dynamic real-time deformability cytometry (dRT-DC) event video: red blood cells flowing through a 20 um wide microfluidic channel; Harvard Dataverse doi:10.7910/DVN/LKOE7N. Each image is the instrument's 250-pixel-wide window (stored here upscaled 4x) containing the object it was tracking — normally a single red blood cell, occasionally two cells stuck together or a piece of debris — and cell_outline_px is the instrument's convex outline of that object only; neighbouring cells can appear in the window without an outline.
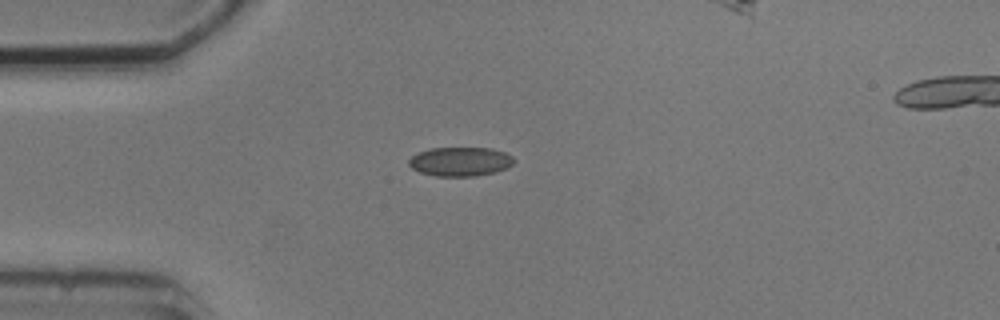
{"species": "common noctule bat (a hibernating species)", "species_latin": "Nyctalus noctula", "temperature_condition": "cold", "stored_images_in_passage": 4, "camera_frame_rate_fps": 3000, "um_per_image_px": 0.085, "animal": {"sex": "male", "body_mass_g": 20.5, "forearm_length_mm": 52.5}, "frame": {"image": 1, "passage_image": 1, "time_ms": 0.0, "image_size_px": [1000, 320], "cell_outline_px": [[516, 160], [508, 168], [496, 172], [476, 176], [436, 176], [420, 172], [412, 168], [408, 164], [408, 160], [412, 156], [420, 152], [432, 148], [492, 148], [504, 152], [512, 156]], "centroid_in_image_um": [39.15, 13.74], "position_along_channel_um": 45.8, "area_um2": 17.86}}
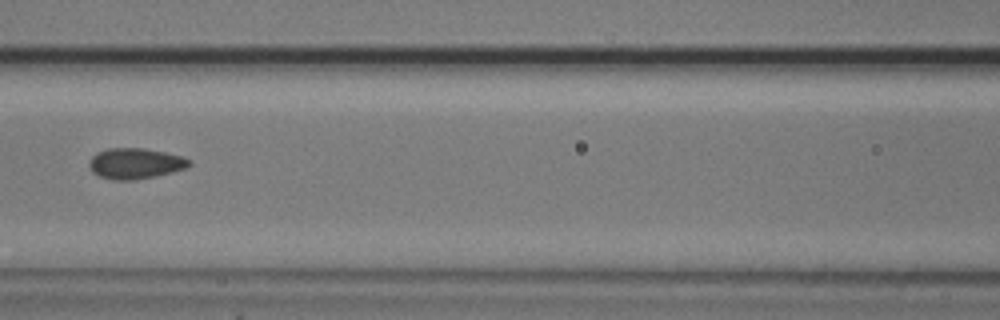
{"frame": {"image": 2, "passage_image": 4, "time_ms": 3.333, "image_size_px": [1000, 320], "cell_outline_px": [[192, 164], [188, 168], [156, 176], [132, 180], [112, 180], [100, 176], [92, 172], [88, 164], [88, 160], [96, 152], [108, 148], [144, 148], [184, 156], [192, 160]], "centroid_in_image_um": [11.52, 13.89], "position_along_channel_um": 155.1, "area_um2": 18.21}}